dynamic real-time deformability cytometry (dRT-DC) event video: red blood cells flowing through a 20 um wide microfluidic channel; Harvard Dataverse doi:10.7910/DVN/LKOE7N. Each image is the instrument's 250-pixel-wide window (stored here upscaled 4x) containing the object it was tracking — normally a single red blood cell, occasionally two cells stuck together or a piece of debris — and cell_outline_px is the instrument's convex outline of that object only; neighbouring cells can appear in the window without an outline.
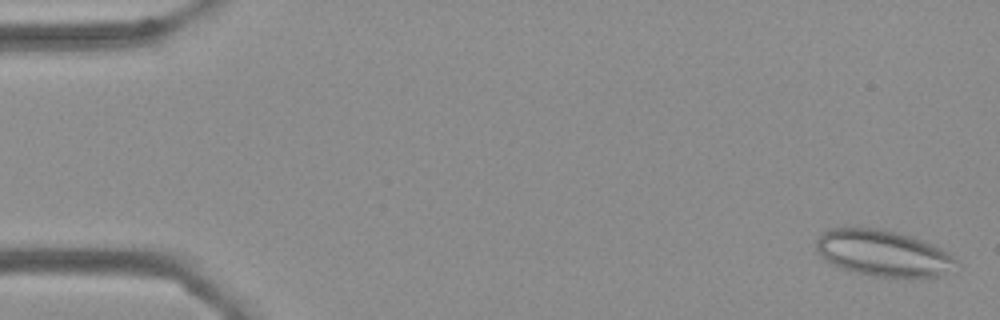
{"species": "Egyptian fruit bat (a non-hibernating species)", "species_latin": "Rousettus aegyptiacus", "temperature_condition": "cold", "stored_images_in_passage": 56, "camera_frame_rate_fps": 3000, "um_per_image_px": 0.085, "frame": {"image": 1, "passage_image": 2, "time_ms": 0.333, "image_size_px": [1000, 320], "cell_outline_px": [[960, 268], [956, 272], [940, 276], [872, 276], [840, 268], [824, 260], [820, 256], [816, 248], [816, 240], [828, 228], [880, 228], [896, 232], [932, 244], [948, 252], [960, 264]], "centroid_in_image_um": [75.1, 21.53], "position_along_channel_um": 9.9, "area_um2": 37.74}}
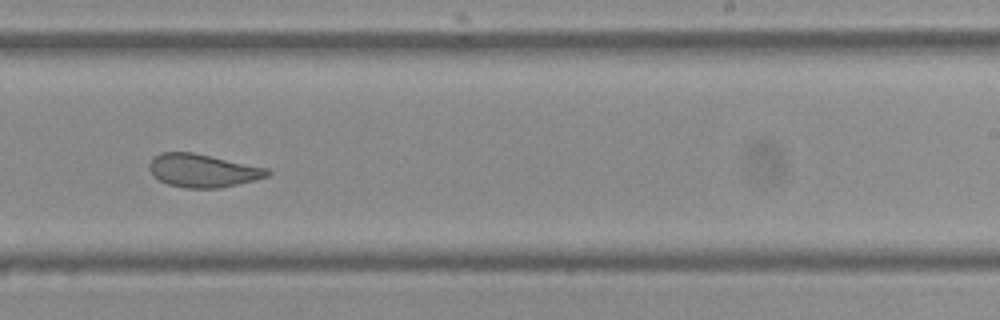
{"frame": {"image": 2, "passage_image": 35, "time_ms": 11.333, "image_size_px": [1000, 320], "cell_outline_px": [[272, 172], [268, 176], [220, 188], [184, 188], [168, 184], [152, 176], [148, 168], [148, 164], [152, 156], [160, 152], [192, 152], [268, 168]], "centroid_in_image_um": [17.17, 14.49], "position_along_channel_um": 271.8, "area_um2": 22.89}}
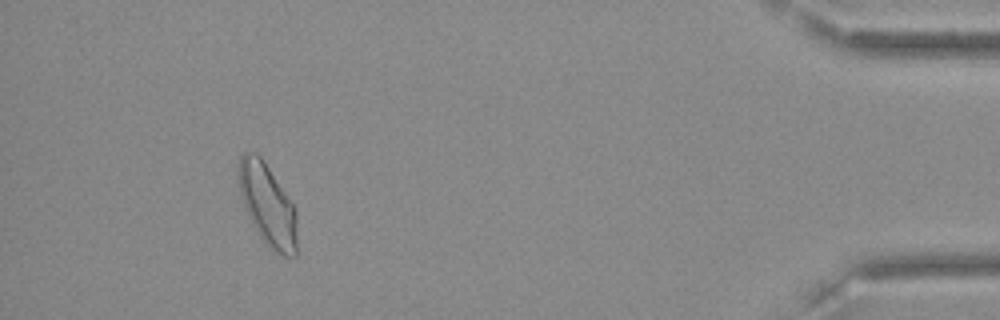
{"frame": {"image": 3, "passage_image": 52, "time_ms": 17.0, "image_size_px": [1000, 320], "cell_outline_px": [[296, 256], [284, 256], [276, 252], [260, 236], [248, 216], [244, 208], [240, 196], [236, 164], [240, 156], [244, 152], [256, 152], [260, 156], [296, 208]], "centroid_in_image_um": [22.7, 17.36], "position_along_channel_um": 412.5, "area_um2": 27.8}, "authors_computed_cell_mechanics": {"area_um2": 25.6054, "velocity_mm_per_s": 3.5828, "shape_relaxation_time_tau1_ms": null, "shape_relaxation_time_tau2_ms": 1.309, "deformation_change_tau1": null, "deformation_change_tau2": 0.0792}}